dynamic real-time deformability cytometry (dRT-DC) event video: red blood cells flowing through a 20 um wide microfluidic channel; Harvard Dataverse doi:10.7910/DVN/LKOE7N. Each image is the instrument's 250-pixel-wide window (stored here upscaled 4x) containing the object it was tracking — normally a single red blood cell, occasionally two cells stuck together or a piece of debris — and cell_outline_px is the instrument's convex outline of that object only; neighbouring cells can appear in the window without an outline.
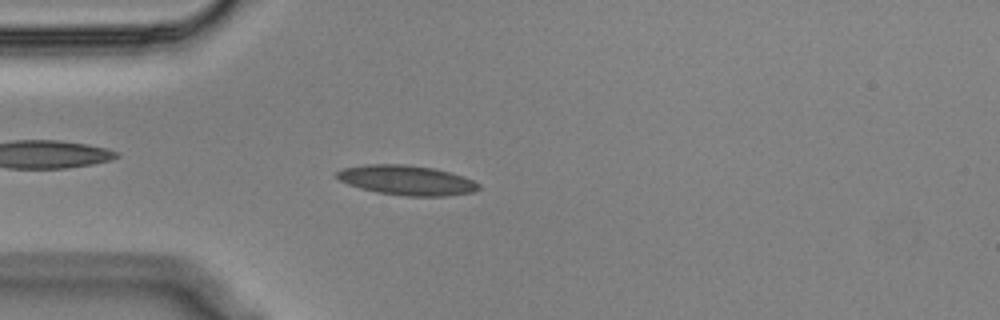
{"species": "Egyptian fruit bat (a non-hibernating species)", "species_latin": "Rousettus aegyptiacus", "temperature_condition": "cold", "stored_images_in_passage": 55, "camera_frame_rate_fps": 3000, "um_per_image_px": 0.085, "animal": {"sex": "male"}, "frame": {"image": 1, "passage_image": 14, "time_ms": 4.333, "image_size_px": [1000, 320], "cell_outline_px": [[480, 188], [472, 192], [448, 196], [408, 196], [376, 192], [360, 188], [348, 184], [340, 180], [336, 176], [336, 172], [344, 168], [364, 164], [404, 164], [432, 168], [464, 176], [480, 184]], "centroid_in_image_um": [34.56, 15.32], "position_along_channel_um": 50.4, "area_um2": 24.51}}
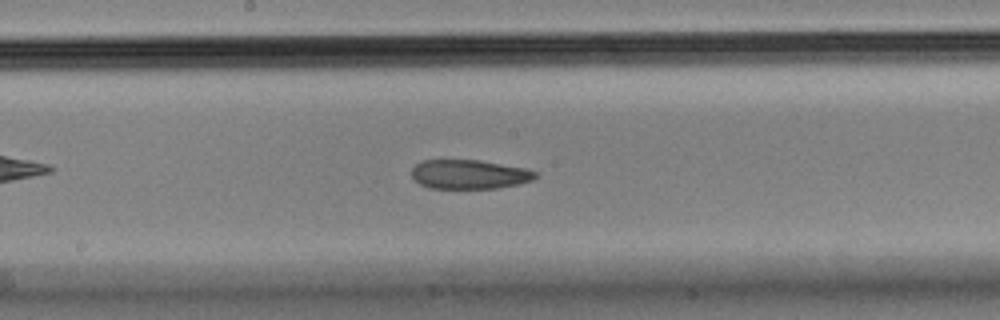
{"frame": {"image": 2, "passage_image": 28, "time_ms": 9.0, "image_size_px": [1000, 320], "cell_outline_px": [[536, 176], [532, 180], [520, 184], [500, 188], [428, 188], [420, 184], [412, 176], [412, 168], [416, 164], [424, 160], [480, 160], [524, 168], [536, 172]], "centroid_in_image_um": [39.88, 14.82], "position_along_channel_um": 208.3, "area_um2": 20.98}}
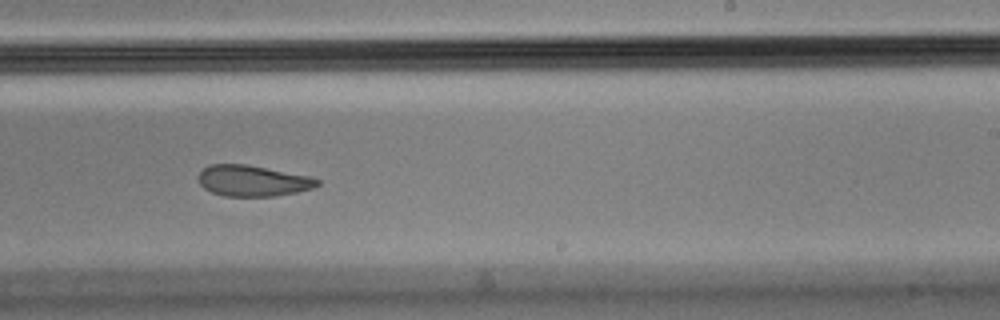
{"frame": {"image": 3, "passage_image": 33, "time_ms": 10.667, "image_size_px": [1000, 320], "cell_outline_px": [[320, 184], [312, 188], [296, 192], [276, 196], [224, 196], [212, 192], [204, 188], [200, 184], [200, 172], [204, 168], [212, 164], [244, 164], [308, 176], [320, 180]], "centroid_in_image_um": [21.48, 15.37], "position_along_channel_um": 267.5, "area_um2": 21.1}, "authors_computed_cell_mechanics": {"area_um2": 23.0622, "velocity_mm_per_s": 3.567, "shape_relaxation_time_tau1_ms": null, "shape_relaxation_time_tau2_ms": 5.8335, "deformation_change_tau1": null, "deformation_change_tau2": 0.1143}}